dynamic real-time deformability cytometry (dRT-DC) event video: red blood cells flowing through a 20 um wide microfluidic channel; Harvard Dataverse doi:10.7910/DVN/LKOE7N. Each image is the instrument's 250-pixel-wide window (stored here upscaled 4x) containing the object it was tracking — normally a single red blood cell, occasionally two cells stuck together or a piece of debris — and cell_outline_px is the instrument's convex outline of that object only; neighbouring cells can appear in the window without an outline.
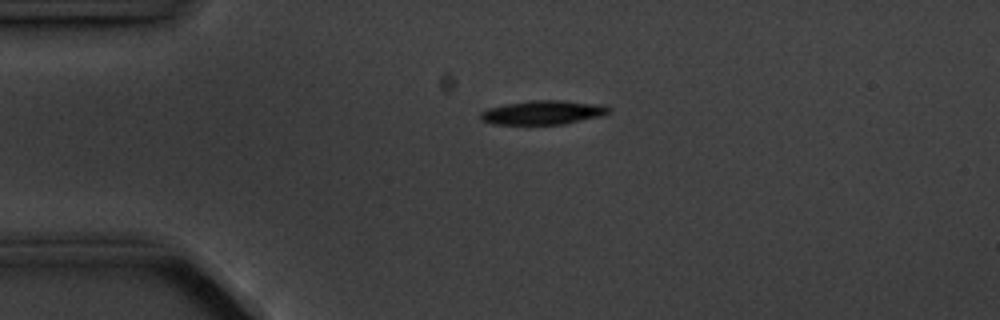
{"species": "common noctule bat (a hibernating species)", "species_latin": "Nyctalus noctula", "temperature_condition": "cold", "stored_images_in_passage": 5, "camera_frame_rate_fps": 3000, "um_per_image_px": 0.085, "animal": {"sex": "male", "body_mass_g": 20.1, "forearm_length_mm": 53.5}, "frame": {"image": 1, "passage_image": 4, "time_ms": 3.667, "image_size_px": [1000, 320], "cell_outline_px": [[612, 108], [608, 112], [600, 116], [564, 124], [492, 124], [480, 120], [480, 112], [488, 108], [504, 104], [532, 100], [564, 100], [604, 104]], "centroid_in_image_um": [46.15, 9.55], "position_along_channel_um": 38.9, "area_um2": 18.09}}